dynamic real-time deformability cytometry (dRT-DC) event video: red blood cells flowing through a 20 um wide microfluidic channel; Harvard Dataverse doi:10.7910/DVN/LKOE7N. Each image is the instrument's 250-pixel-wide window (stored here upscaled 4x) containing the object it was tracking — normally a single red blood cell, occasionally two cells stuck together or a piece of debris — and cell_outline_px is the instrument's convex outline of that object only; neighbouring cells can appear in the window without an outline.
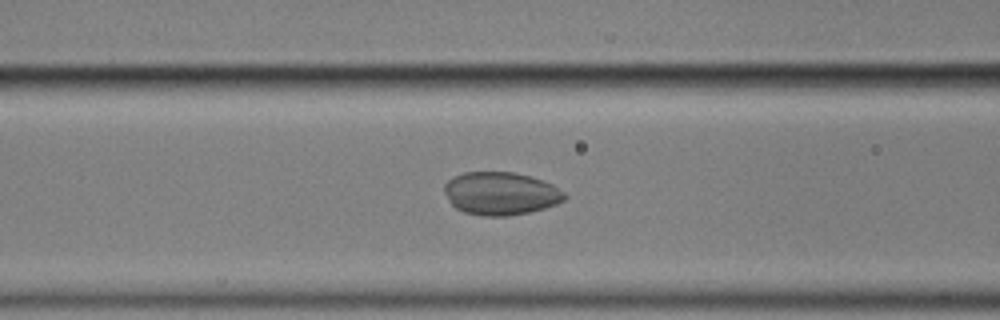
{"species": "common noctule bat (a hibernating species)", "species_latin": "Nyctalus noctula", "temperature_condition": "cold", "stored_images_in_passage": 40, "camera_frame_rate_fps": 3000, "um_per_image_px": 0.085, "animal": {"sex": "male", "body_mass_g": 17.9}, "frame": {"image": 1, "passage_image": 6, "time_ms": 1.667, "image_size_px": [1000, 320], "cell_outline_px": [[568, 196], [564, 200], [556, 204], [544, 208], [528, 212], [508, 216], [480, 216], [464, 212], [456, 208], [448, 200], [444, 192], [444, 184], [452, 176], [464, 172], [512, 172], [532, 176], [544, 180], [552, 184], [564, 192]], "centroid_in_image_um": [42.55, 16.44], "position_along_channel_um": 124.1, "area_um2": 30.35}}
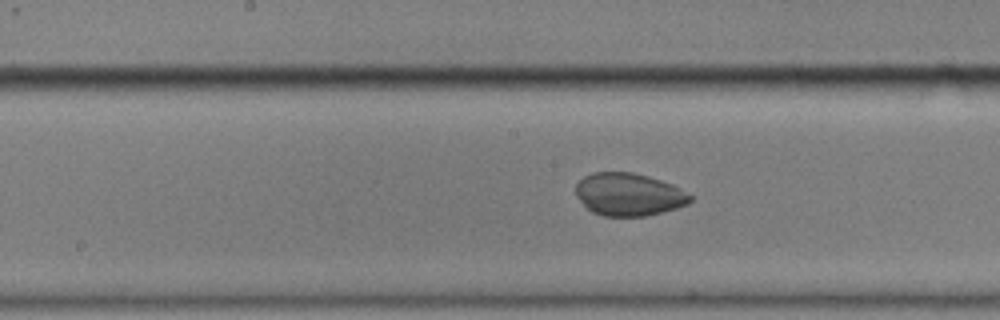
{"frame": {"image": 2, "passage_image": 12, "time_ms": 3.667, "image_size_px": [1000, 320], "cell_outline_px": [[692, 200], [688, 204], [676, 208], [644, 216], [600, 216], [592, 212], [576, 196], [576, 184], [584, 176], [592, 172], [632, 172], [648, 176], [672, 184], [680, 188], [692, 196]], "centroid_in_image_um": [53.43, 16.52], "position_along_channel_um": 194.8, "area_um2": 28.44}}
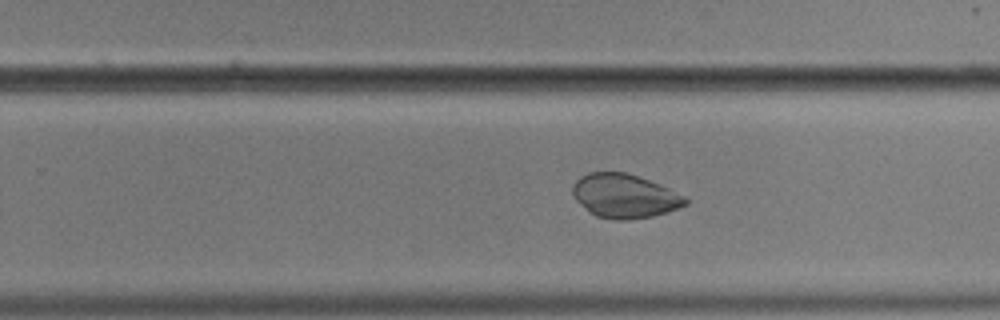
{"frame": {"image": 3, "passage_image": 19, "time_ms": 6.0, "image_size_px": [1000, 320], "cell_outline_px": [[688, 204], [652, 216], [628, 220], [616, 220], [596, 216], [576, 200], [572, 196], [572, 184], [580, 176], [588, 172], [624, 172], [648, 180], [668, 188], [684, 196], [688, 200]], "centroid_in_image_um": [53.04, 16.65], "position_along_channel_um": 276.8, "area_um2": 28.55}}